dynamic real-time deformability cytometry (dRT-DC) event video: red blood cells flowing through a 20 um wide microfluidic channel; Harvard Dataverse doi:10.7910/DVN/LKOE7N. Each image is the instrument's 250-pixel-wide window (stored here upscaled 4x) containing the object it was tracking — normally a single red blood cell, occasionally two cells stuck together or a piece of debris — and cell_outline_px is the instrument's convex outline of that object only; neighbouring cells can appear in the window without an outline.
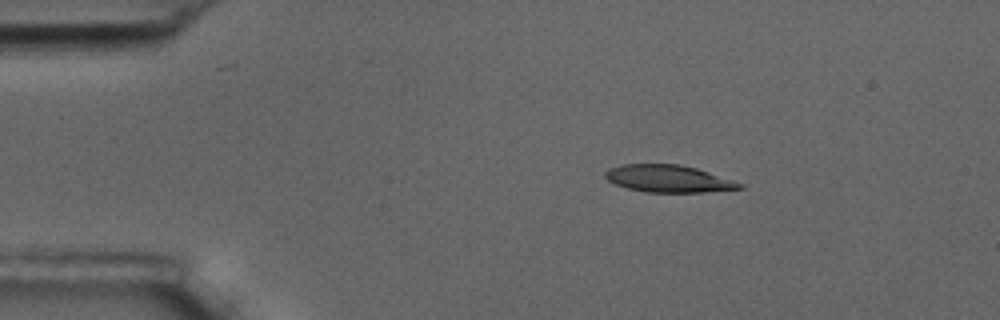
{"species": "common noctule bat (a hibernating species)", "species_latin": "Nyctalus noctula", "temperature_condition": "room temperature", "stored_images_in_passage": 47, "camera_frame_rate_fps": 3000, "um_per_image_px": 0.085, "animal": {"sex": "male", "body_mass_g": 17.5, "forearm_length_mm": 52.3}, "frame": {"image": 1, "passage_image": 1, "time_ms": 0.0, "image_size_px": [1000, 320], "cell_outline_px": [[744, 188], [704, 192], [644, 192], [628, 188], [616, 184], [608, 180], [604, 176], [604, 172], [608, 168], [620, 164], [680, 164], [696, 168], [744, 184]], "centroid_in_image_um": [56.78, 15.18], "position_along_channel_um": 28.2, "area_um2": 21.27}}
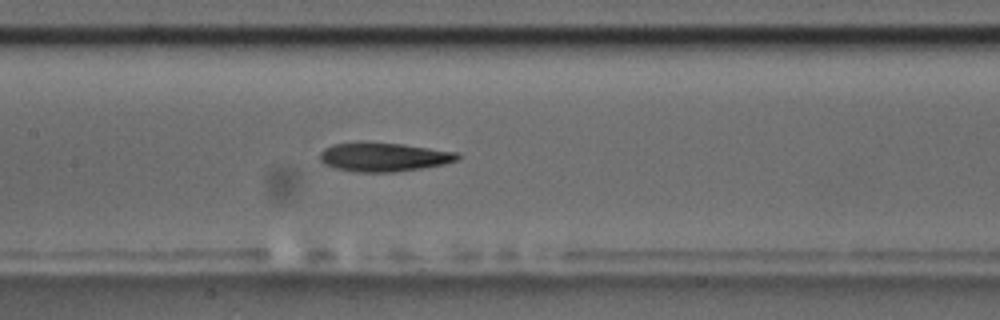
{"frame": {"image": 2, "passage_image": 18, "time_ms": 5.667, "image_size_px": [1000, 320], "cell_outline_px": [[460, 160], [444, 164], [396, 172], [356, 172], [336, 168], [324, 164], [320, 160], [320, 152], [324, 148], [332, 144], [404, 144], [456, 152], [460, 156]], "centroid_in_image_um": [32.65, 13.37], "position_along_channel_um": 174.8, "area_um2": 22.6}}
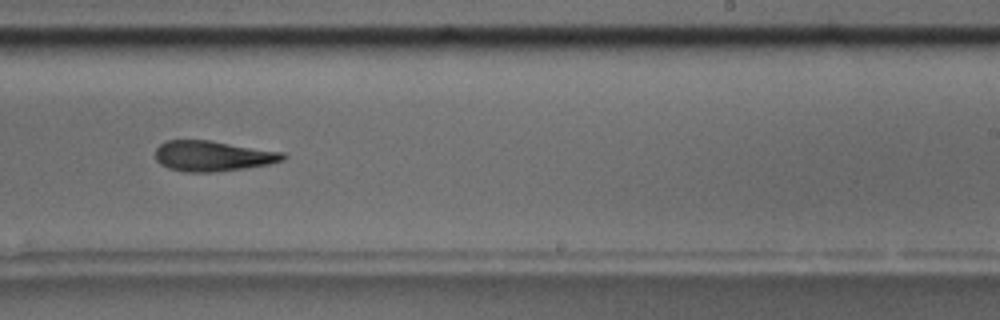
{"frame": {"image": 3, "passage_image": 26, "time_ms": 8.333, "image_size_px": [1000, 320], "cell_outline_px": [[288, 156], [284, 160], [268, 164], [244, 168], [216, 172], [184, 172], [168, 168], [160, 164], [156, 160], [156, 148], [160, 144], [168, 140], [208, 140], [284, 152]], "centroid_in_image_um": [18.08, 13.26], "position_along_channel_um": 270.9, "area_um2": 22.66}, "authors_computed_cell_mechanics": {"area_um2": 22.8888, "velocity_mm_per_s": 3.6215, "shape_relaxation_time_tau1_ms": 3.7337, "shape_relaxation_time_tau2_ms": 4.1978, "deformation_change_tau1": 0.1548, "deformation_change_tau2": 0.1575}}